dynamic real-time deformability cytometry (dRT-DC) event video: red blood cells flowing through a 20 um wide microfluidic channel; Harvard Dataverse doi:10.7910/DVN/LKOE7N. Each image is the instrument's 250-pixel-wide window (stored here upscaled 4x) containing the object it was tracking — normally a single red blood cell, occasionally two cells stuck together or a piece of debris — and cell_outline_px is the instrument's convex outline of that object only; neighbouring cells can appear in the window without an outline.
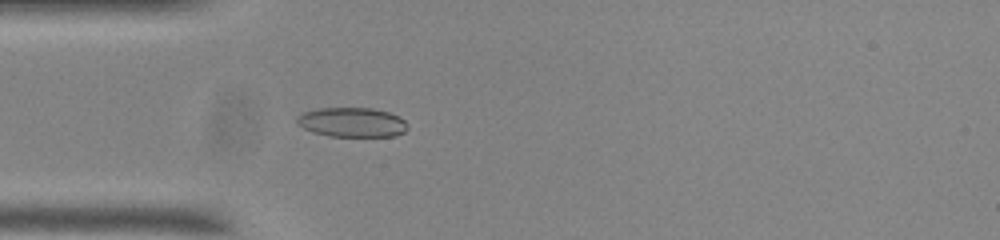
{"species": "common noctule bat (a hibernating species)", "species_latin": "Nyctalus noctula", "temperature_condition": "room temperature", "stored_images_in_passage": 53, "camera_frame_rate_fps": 3000, "um_per_image_px": 0.085, "animal": {"sex": "male", "body_mass_g": 20.0, "forearm_length_mm": 53.3}, "frame": {"image": 1, "passage_image": 14, "time_ms": 4.333, "image_size_px": [1000, 240], "cell_outline_px": [[408, 128], [404, 132], [396, 136], [328, 136], [312, 132], [296, 124], [296, 120], [304, 112], [320, 108], [372, 108], [388, 112], [404, 120], [408, 124]], "centroid_in_image_um": [29.93, 10.4], "position_along_channel_um": 55.1, "area_um2": 18.96}}
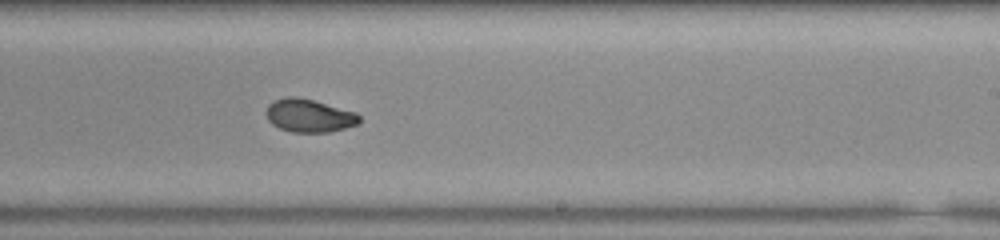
{"frame": {"image": 2, "passage_image": 31, "time_ms": 10.0, "image_size_px": [1000, 240], "cell_outline_px": [[360, 120], [356, 124], [344, 128], [328, 132], [292, 132], [280, 128], [272, 124], [268, 120], [268, 104], [276, 100], [288, 96], [296, 96], [312, 100], [356, 112], [360, 116]], "centroid_in_image_um": [26.28, 9.83], "position_along_channel_um": 262.7, "area_um2": 17.63}}
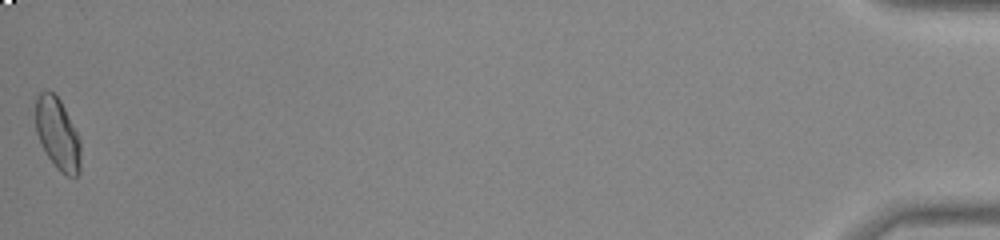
{"frame": {"image": 3, "passage_image": 53, "time_ms": 17.333, "image_size_px": [1000, 240], "cell_outline_px": [[80, 172], [76, 176], [68, 176], [60, 172], [56, 168], [48, 156], [36, 132], [36, 96], [40, 92], [48, 88], [60, 100], [80, 140]], "centroid_in_image_um": [4.89, 11.37], "position_along_channel_um": 430.3, "area_um2": 18.61}, "authors_computed_cell_mechanics": {"area_um2": 18.2648, "velocity_mm_per_s": 3.7263, "shape_relaxation_time_tau1_ms": 7.1956, "shape_relaxation_time_tau2_ms": 1.8062, "deformation_change_tau1": 0.1621, "deformation_change_tau2": 0.0518}}